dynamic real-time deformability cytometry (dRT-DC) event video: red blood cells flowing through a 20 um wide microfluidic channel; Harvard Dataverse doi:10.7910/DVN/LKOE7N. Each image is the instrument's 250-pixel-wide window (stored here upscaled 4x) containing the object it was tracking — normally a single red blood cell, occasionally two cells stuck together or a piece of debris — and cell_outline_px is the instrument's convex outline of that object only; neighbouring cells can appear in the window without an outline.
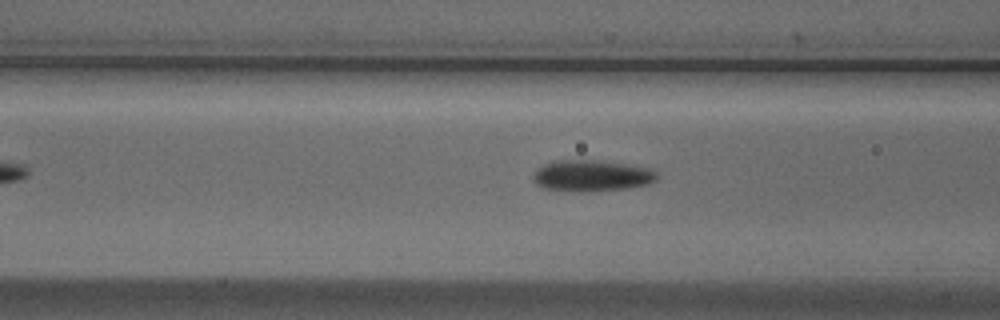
{"species": "Egyptian fruit bat (a non-hibernating species)", "species_latin": "Rousettus aegyptiacus", "temperature_condition": "cold", "stored_images_in_passage": 7, "camera_frame_rate_fps": 3000, "um_per_image_px": 0.085, "animal": {"sex": "male"}, "frame": {"image": 1, "passage_image": 5, "time_ms": 1.333, "image_size_px": [1000, 320], "cell_outline_px": [[656, 180], [648, 184], [628, 188], [592, 192], [580, 192], [540, 188], [532, 180], [532, 176], [536, 168], [544, 164], [556, 160], [592, 160], [624, 164], [652, 168], [656, 172]], "centroid_in_image_um": [50.24, 14.95], "position_along_channel_um": 116.4, "area_um2": 22.83}}